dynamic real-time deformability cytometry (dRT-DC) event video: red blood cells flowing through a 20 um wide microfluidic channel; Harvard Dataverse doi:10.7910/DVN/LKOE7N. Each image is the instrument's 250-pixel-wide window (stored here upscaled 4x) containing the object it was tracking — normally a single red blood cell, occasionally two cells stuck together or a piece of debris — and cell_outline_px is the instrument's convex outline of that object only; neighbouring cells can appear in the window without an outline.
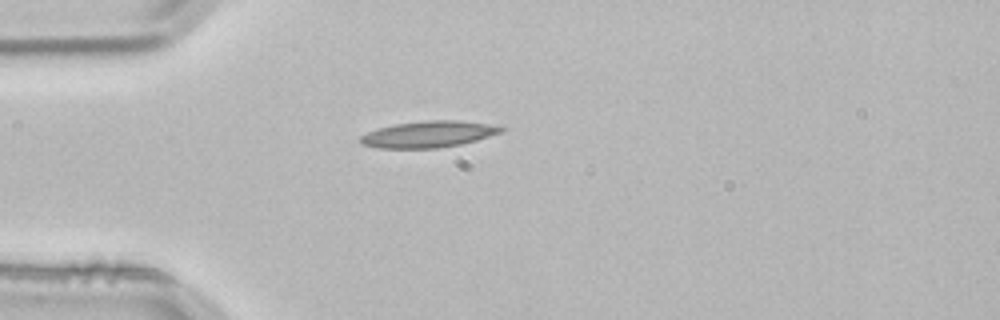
{"species": "common noctule bat (a hibernating species)", "species_latin": "Nyctalus noctula", "temperature_condition": "room temperature", "stored_images_in_passage": 3, "camera_frame_rate_fps": 3000, "um_per_image_px": 0.085, "animal": {"sex": "male", "body_mass_g": 21.5, "forearm_length_mm": 52.0}, "frame": {"image": 1, "passage_image": 3, "time_ms": 0.667, "image_size_px": [1000, 320], "cell_outline_px": [[504, 132], [476, 140], [460, 144], [436, 148], [380, 148], [360, 144], [360, 136], [368, 132], [380, 128], [396, 124], [428, 120], [456, 120], [488, 124], [504, 128]], "centroid_in_image_um": [36.42, 11.41], "position_along_channel_um": 48.6, "area_um2": 21.39}}